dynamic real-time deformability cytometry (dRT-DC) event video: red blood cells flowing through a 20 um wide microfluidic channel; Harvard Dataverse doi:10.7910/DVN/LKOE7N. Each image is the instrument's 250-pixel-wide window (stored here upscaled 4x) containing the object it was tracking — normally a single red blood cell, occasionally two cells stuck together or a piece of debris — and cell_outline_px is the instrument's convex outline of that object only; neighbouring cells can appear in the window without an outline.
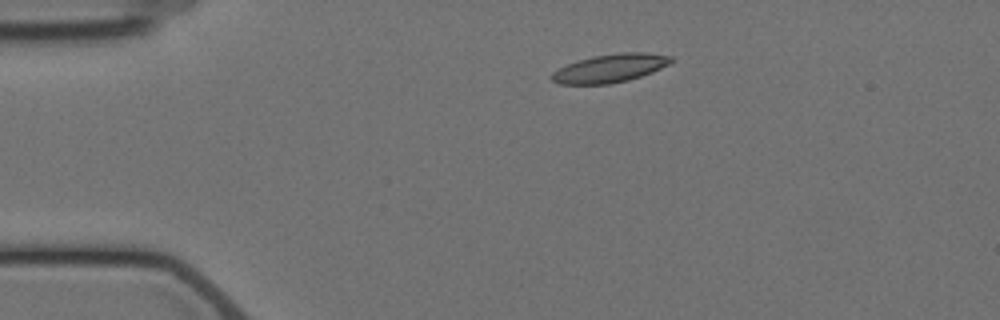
{"species": "Egyptian fruit bat (a non-hibernating species)", "species_latin": "Rousettus aegyptiacus", "temperature_condition": "cold", "stored_images_in_passage": 9, "camera_frame_rate_fps": 3000, "um_per_image_px": 0.085, "animal": {"sex": "female"}, "frame": {"image": 1, "passage_image": 1, "time_ms": 0.0, "image_size_px": [1000, 320], "cell_outline_px": [[672, 60], [668, 64], [652, 72], [628, 80], [608, 84], [560, 84], [552, 80], [548, 76], [552, 72], [568, 64], [592, 56], [620, 52], [644, 52], [672, 56]], "centroid_in_image_um": [51.83, 5.8], "position_along_channel_um": 33.2, "area_um2": 19.54}}
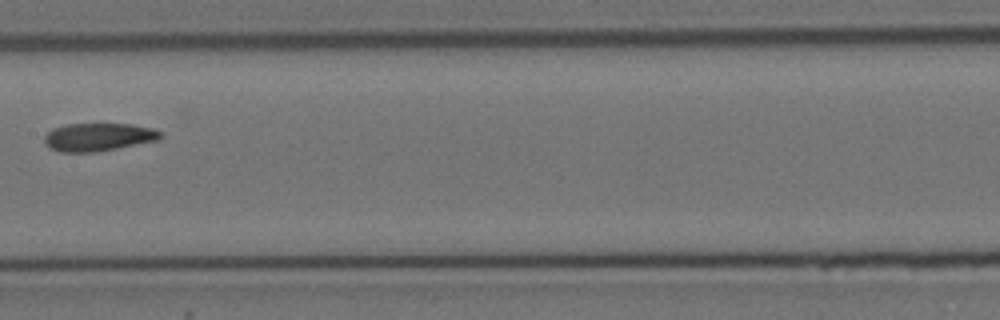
{"frame": {"image": 2, "passage_image": 6, "time_ms": 6.0, "image_size_px": [1000, 320], "cell_outline_px": [[164, 136], [160, 140], [96, 152], [60, 152], [44, 144], [44, 136], [52, 128], [64, 124], [132, 124], [152, 128], [164, 132]], "centroid_in_image_um": [8.4, 11.64], "position_along_channel_um": 199.0, "area_um2": 19.19}}
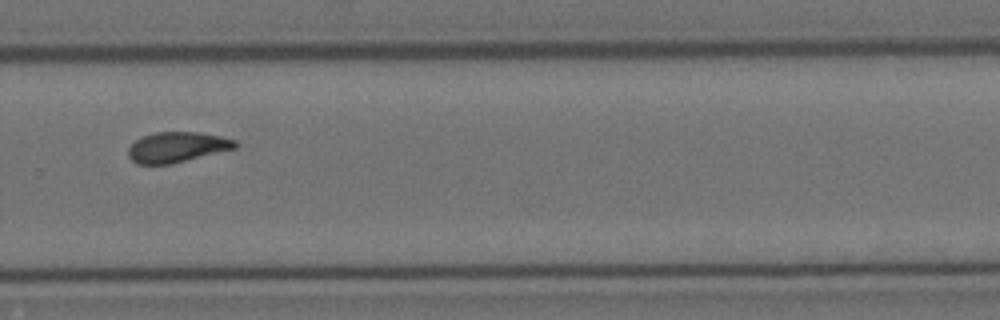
{"frame": {"image": 3, "passage_image": 9, "time_ms": 9.333, "image_size_px": [1000, 320], "cell_outline_px": [[240, 144], [236, 148], [172, 164], [136, 164], [128, 156], [128, 148], [136, 140], [144, 136], [156, 132], [200, 132], [220, 136], [236, 140]], "centroid_in_image_um": [15.07, 12.51], "position_along_channel_um": 314.7, "area_um2": 18.96}}